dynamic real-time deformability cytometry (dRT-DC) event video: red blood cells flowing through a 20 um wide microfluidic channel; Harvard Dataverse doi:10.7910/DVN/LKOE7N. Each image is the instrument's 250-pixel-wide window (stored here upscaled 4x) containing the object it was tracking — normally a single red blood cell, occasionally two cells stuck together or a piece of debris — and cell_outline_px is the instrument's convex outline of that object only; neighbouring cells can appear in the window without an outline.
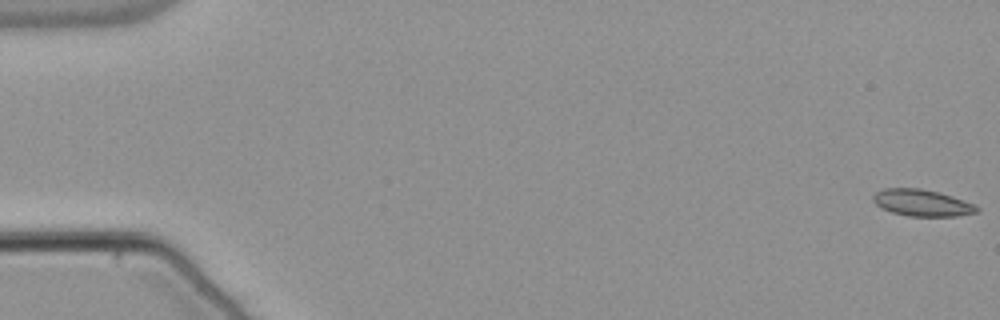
{"species": "common noctule bat (a hibernating species)", "species_latin": "Nyctalus noctula", "temperature_condition": "warm", "stored_images_in_passage": 55, "camera_frame_rate_fps": 3000, "um_per_image_px": 0.085, "animal": {"sex": "male", "body_mass_g": 21.5, "forearm_length_mm": 52.0}, "frame": {"image": 1, "passage_image": 1, "time_ms": 0.0, "image_size_px": [1000, 320], "cell_outline_px": [[980, 212], [956, 216], [908, 216], [892, 212], [876, 204], [872, 200], [872, 196], [876, 192], [884, 188], [920, 188], [940, 192], [976, 204], [980, 208]], "centroid_in_image_um": [78.42, 17.23], "position_along_channel_um": 6.6, "area_um2": 16.24}}
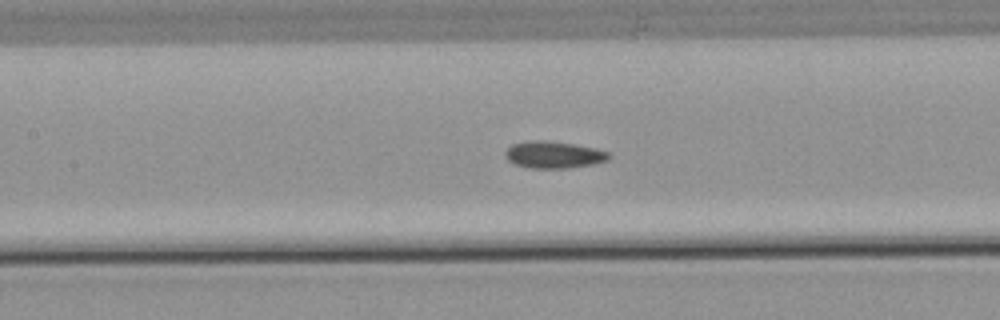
{"frame": {"image": 2, "passage_image": 26, "time_ms": 8.333, "image_size_px": [1000, 320], "cell_outline_px": [[612, 156], [608, 160], [596, 164], [568, 168], [532, 168], [516, 164], [508, 160], [504, 156], [504, 152], [512, 144], [532, 140], [544, 140], [572, 144], [592, 148], [608, 152]], "centroid_in_image_um": [47.07, 13.16], "position_along_channel_um": 160.3, "area_um2": 16.18}}
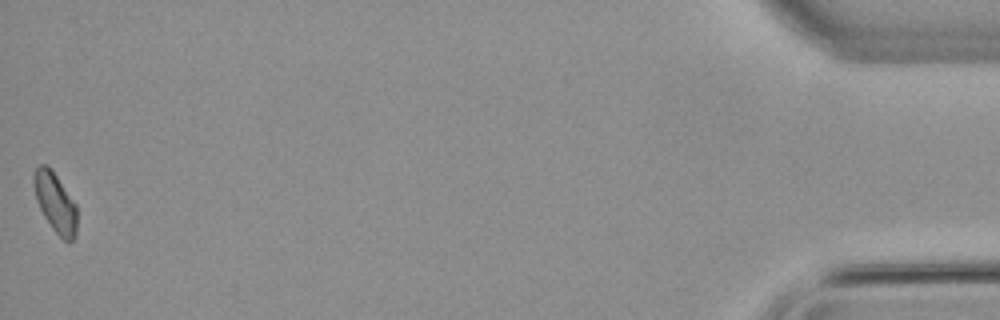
{"frame": {"image": 3, "passage_image": 55, "time_ms": 18.0, "image_size_px": [1000, 320], "cell_outline_px": [[76, 236], [68, 244], [52, 228], [44, 216], [36, 200], [32, 184], [32, 176], [36, 168], [40, 164], [48, 164], [76, 204]], "centroid_in_image_um": [4.67, 17.2], "position_along_channel_um": 430.5, "area_um2": 15.09}, "authors_computed_cell_mechanics": {"area_um2": 15.7794, "velocity_mm_per_s": 3.8066, "shape_relaxation_time_tau1_ms": null, "shape_relaxation_time_tau2_ms": 6.5912, "deformation_change_tau1": null, "deformation_change_tau2": 0.0852}}